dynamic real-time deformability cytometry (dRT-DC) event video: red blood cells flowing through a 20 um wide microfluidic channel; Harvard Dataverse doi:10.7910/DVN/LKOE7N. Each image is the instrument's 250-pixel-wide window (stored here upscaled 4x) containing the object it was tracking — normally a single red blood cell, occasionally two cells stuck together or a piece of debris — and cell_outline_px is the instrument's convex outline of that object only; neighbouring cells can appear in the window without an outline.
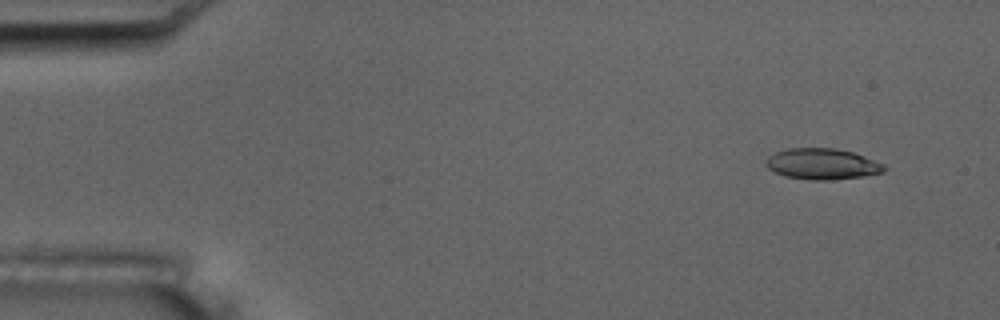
{"species": "common noctule bat (a hibernating species)", "species_latin": "Nyctalus noctula", "temperature_condition": "room temperature", "stored_images_in_passage": 5, "camera_frame_rate_fps": 3000, "um_per_image_px": 0.085, "animal": {"sex": "male", "body_mass_g": 17.5, "forearm_length_mm": 52.3}, "frame": {"image": 1, "passage_image": 1, "time_ms": 0.0, "image_size_px": [1000, 320], "cell_outline_px": [[888, 168], [884, 172], [864, 176], [832, 180], [812, 180], [784, 176], [768, 168], [764, 164], [768, 156], [776, 152], [788, 148], [836, 148], [852, 152], [884, 164]], "centroid_in_image_um": [69.89, 13.94], "position_along_channel_um": 15.1, "area_um2": 21.39}}